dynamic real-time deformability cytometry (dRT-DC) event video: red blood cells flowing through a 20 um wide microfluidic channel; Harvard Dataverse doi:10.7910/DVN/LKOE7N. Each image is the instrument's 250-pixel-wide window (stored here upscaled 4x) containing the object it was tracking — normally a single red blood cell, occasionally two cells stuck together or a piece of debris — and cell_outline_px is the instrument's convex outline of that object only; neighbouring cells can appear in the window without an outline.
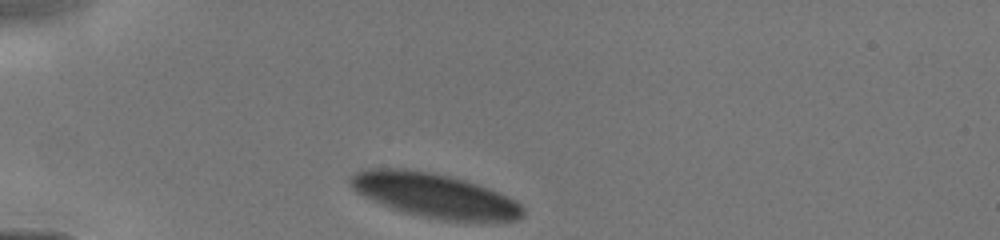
{"species": "human", "species_latin": "Homo sapiens", "temperature_condition": "cold", "stored_images_in_passage": 4, "camera_frame_rate_fps": 3000, "um_per_image_px": 0.085, "donor": {"sex": "male"}, "frame": {"image": 1, "passage_image": 1, "time_ms": 0.0, "image_size_px": [1000, 240], "cell_outline_px": [[524, 216], [520, 220], [444, 220], [420, 216], [404, 212], [392, 208], [364, 196], [356, 192], [352, 188], [348, 180], [356, 172], [372, 168], [404, 168], [432, 172], [452, 176], [488, 188], [508, 196], [516, 200], [524, 208]], "centroid_in_image_um": [36.94, 16.6], "position_along_channel_um": 48.1, "area_um2": 44.22}}